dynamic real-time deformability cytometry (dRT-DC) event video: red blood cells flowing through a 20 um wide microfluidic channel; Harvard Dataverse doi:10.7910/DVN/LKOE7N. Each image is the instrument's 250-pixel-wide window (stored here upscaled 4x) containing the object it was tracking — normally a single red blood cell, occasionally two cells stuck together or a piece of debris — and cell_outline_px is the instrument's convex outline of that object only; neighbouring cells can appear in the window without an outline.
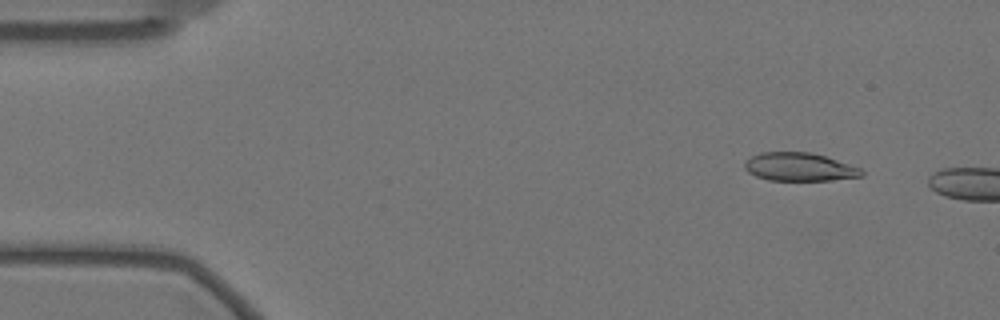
{"species": "Egyptian fruit bat (a non-hibernating species)", "species_latin": "Rousettus aegyptiacus", "temperature_condition": "warm", "stored_images_in_passage": 10, "camera_frame_rate_fps": 3000, "um_per_image_px": 0.085, "animal": {"sex": "female"}, "frame": {"image": 1, "passage_image": 5, "time_ms": 1.333, "image_size_px": [1000, 320], "cell_outline_px": [[864, 176], [828, 180], [768, 180], [756, 176], [748, 172], [744, 168], [744, 164], [752, 156], [760, 152], [812, 152], [860, 168], [864, 172]], "centroid_in_image_um": [67.93, 14.19], "position_along_channel_um": 17.1, "area_um2": 19.07}}